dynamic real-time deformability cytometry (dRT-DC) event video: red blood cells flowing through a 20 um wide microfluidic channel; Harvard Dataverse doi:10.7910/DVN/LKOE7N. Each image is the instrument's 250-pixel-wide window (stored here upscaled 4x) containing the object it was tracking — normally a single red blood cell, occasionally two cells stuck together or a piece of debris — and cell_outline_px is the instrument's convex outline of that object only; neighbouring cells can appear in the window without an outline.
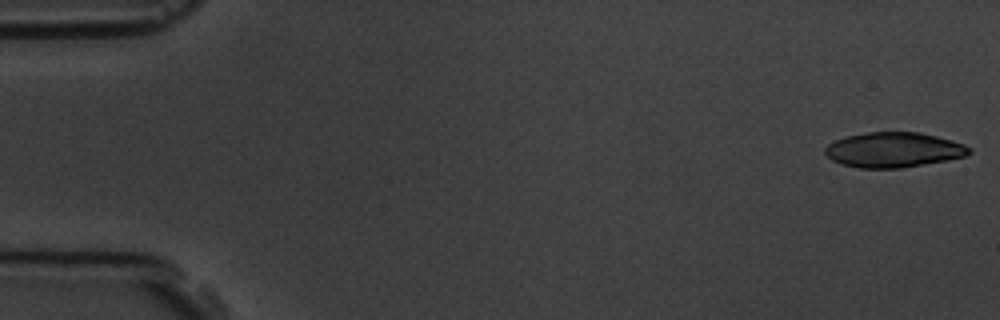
{"species": "common noctule bat (a hibernating species)", "species_latin": "Nyctalus noctula", "temperature_condition": "room temperature", "stored_images_in_passage": 5, "camera_frame_rate_fps": 3000, "um_per_image_px": 0.085, "animal": {"sex": "male", "body_mass_g": 19.5, "forearm_length_mm": 54.6}, "frame": {"image": 1, "passage_image": 1, "time_ms": 0.0, "image_size_px": [1000, 320], "cell_outline_px": [[972, 152], [964, 156], [948, 160], [900, 168], [860, 168], [840, 164], [832, 160], [824, 152], [824, 148], [828, 144], [844, 136], [868, 132], [920, 132], [952, 140], [964, 144], [972, 148]], "centroid_in_image_um": [75.95, 12.73], "position_along_channel_um": 9.0, "area_um2": 29.54}}